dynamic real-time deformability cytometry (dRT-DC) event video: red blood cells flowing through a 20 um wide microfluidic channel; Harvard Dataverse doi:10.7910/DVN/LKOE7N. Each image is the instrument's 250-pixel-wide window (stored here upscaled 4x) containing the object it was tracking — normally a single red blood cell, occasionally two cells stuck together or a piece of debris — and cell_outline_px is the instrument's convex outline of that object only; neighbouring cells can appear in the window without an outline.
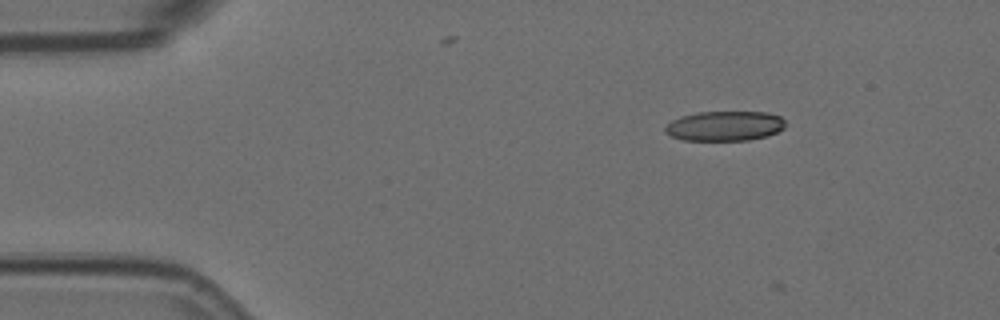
{"species": "Egyptian fruit bat (a non-hibernating species)", "species_latin": "Rousettus aegyptiacus", "temperature_condition": "room temperature", "stored_images_in_passage": 3, "camera_frame_rate_fps": 3000, "um_per_image_px": 0.085, "animal": {"sex": "female"}, "frame": {"image": 1, "passage_image": 2, "time_ms": 0.333, "image_size_px": [1000, 320], "cell_outline_px": [[784, 128], [768, 136], [748, 140], [680, 140], [664, 132], [664, 128], [672, 120], [680, 116], [696, 112], [768, 112], [780, 116], [784, 120]], "centroid_in_image_um": [61.58, 10.7], "position_along_channel_um": 23.4, "area_um2": 20.98}}